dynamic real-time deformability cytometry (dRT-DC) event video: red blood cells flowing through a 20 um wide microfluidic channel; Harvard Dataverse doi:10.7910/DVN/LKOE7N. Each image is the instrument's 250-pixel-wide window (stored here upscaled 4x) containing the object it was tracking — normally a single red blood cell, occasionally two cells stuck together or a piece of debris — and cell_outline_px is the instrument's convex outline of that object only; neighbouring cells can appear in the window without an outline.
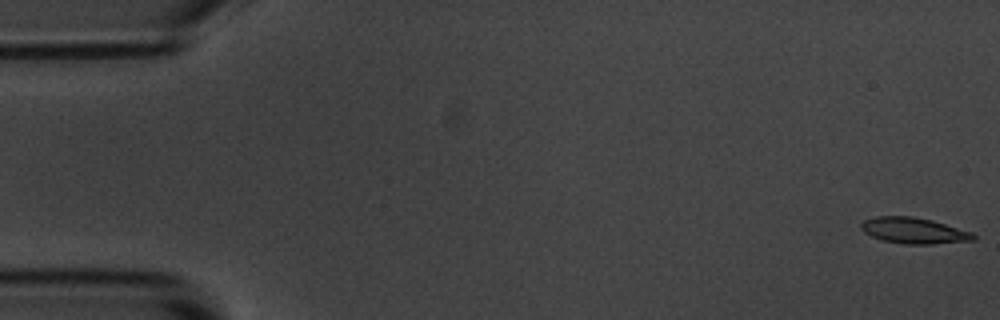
{"species": "common noctule bat (a hibernating species)", "species_latin": "Nyctalus noctula", "temperature_condition": "room temperature", "stored_images_in_passage": 55, "camera_frame_rate_fps": 3000, "um_per_image_px": 0.085, "animal": {"sex": "male", "body_mass_g": 20.1, "forearm_length_mm": 53.5}, "frame": {"image": 1, "passage_image": 1, "time_ms": 0.0, "image_size_px": [1000, 320], "cell_outline_px": [[976, 240], [932, 244], [904, 244], [884, 240], [872, 236], [864, 232], [860, 228], [860, 224], [864, 220], [876, 216], [912, 216], [932, 220], [972, 232], [976, 236]], "centroid_in_image_um": [77.68, 19.6], "position_along_channel_um": 7.3, "area_um2": 16.99}}
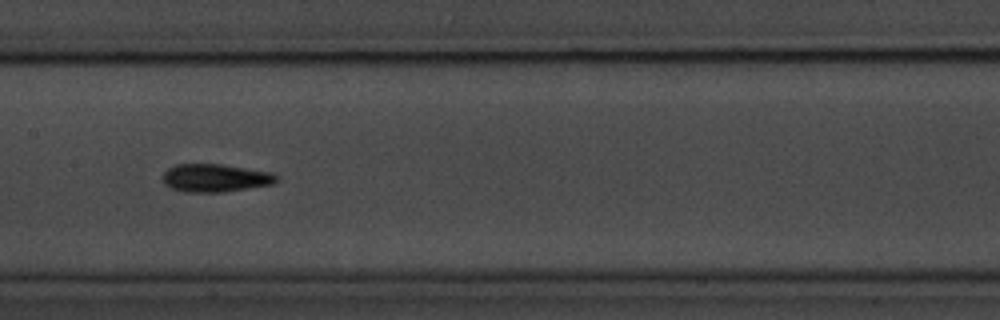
{"frame": {"image": 2, "passage_image": 27, "time_ms": 8.667, "image_size_px": [1000, 320], "cell_outline_px": [[280, 180], [272, 184], [224, 192], [184, 192], [172, 188], [164, 184], [164, 172], [168, 168], [176, 164], [220, 164], [272, 172], [280, 176]], "centroid_in_image_um": [18.34, 15.12], "position_along_channel_um": 189.1, "area_um2": 18.61}}
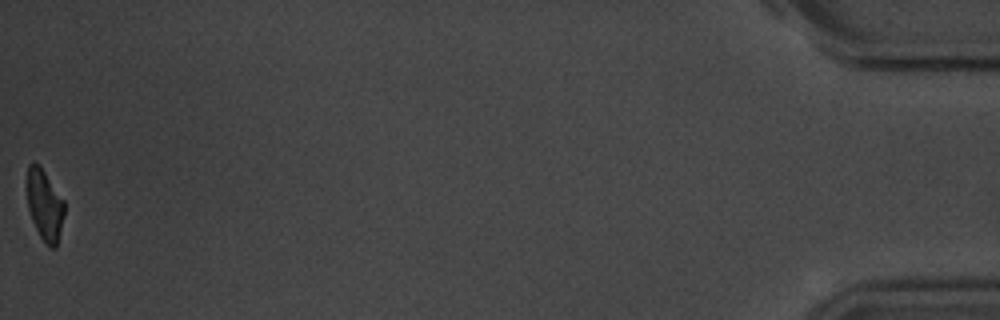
{"frame": {"image": 3, "passage_image": 55, "time_ms": 18.0, "image_size_px": [1000, 320], "cell_outline_px": [[64, 212], [56, 248], [52, 248], [40, 236], [32, 220], [28, 208], [28, 164], [32, 160], [40, 164], [64, 200]], "centroid_in_image_um": [3.8, 17.37], "position_along_channel_um": 431.4, "area_um2": 15.2}, "authors_computed_cell_mechanics": {"area_um2": 17.2822, "velocity_mm_per_s": 3.6623, "shape_relaxation_time_tau1_ms": 3.7215, "shape_relaxation_time_tau2_ms": 4.1196, "deformation_change_tau1": 0.1749, "deformation_change_tau2": 0.1194}}